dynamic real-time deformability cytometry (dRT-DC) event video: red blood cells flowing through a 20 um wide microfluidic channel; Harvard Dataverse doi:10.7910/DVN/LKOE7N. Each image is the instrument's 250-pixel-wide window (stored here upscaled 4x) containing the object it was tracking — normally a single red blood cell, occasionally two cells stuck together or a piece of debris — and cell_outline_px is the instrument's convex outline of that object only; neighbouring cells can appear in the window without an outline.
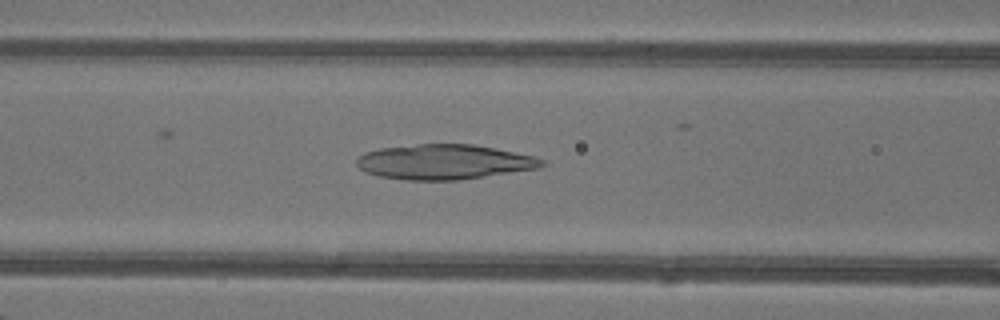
{"species": "common noctule bat (a hibernating species)", "species_latin": "Nyctalus noctula", "temperature_condition": "warm", "stored_images_in_passage": 42, "camera_frame_rate_fps": 3000, "um_per_image_px": 0.085, "animal": {"sex": "female"}, "frame": {"image": 1, "passage_image": 14, "time_ms": 4.333, "image_size_px": [1000, 320], "cell_outline_px": [[544, 164], [540, 168], [460, 180], [408, 180], [380, 176], [368, 172], [360, 168], [356, 164], [356, 160], [364, 152], [380, 148], [416, 144], [472, 144], [496, 148], [536, 156], [544, 160]], "centroid_in_image_um": [37.79, 13.76], "position_along_channel_um": 128.8, "area_um2": 37.74}}
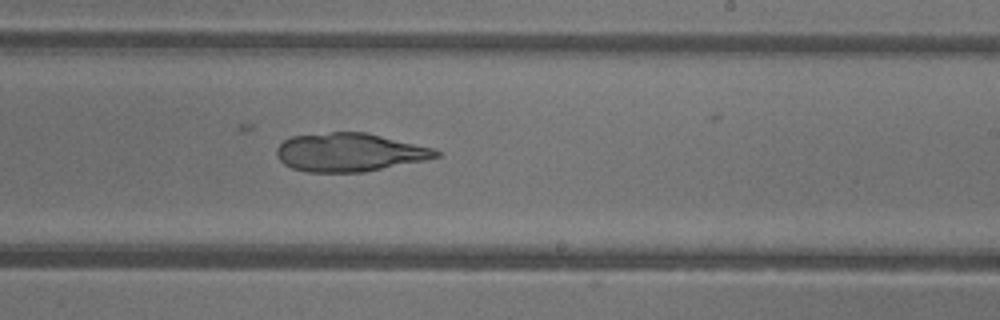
{"frame": {"image": 2, "passage_image": 23, "time_ms": 7.333, "image_size_px": [1000, 320], "cell_outline_px": [[440, 156], [428, 160], [364, 172], [308, 172], [292, 168], [284, 164], [276, 156], [276, 148], [284, 140], [292, 136], [332, 132], [368, 132], [436, 148], [440, 152]], "centroid_in_image_um": [29.76, 12.94], "position_along_channel_um": 259.2, "area_um2": 36.07}}
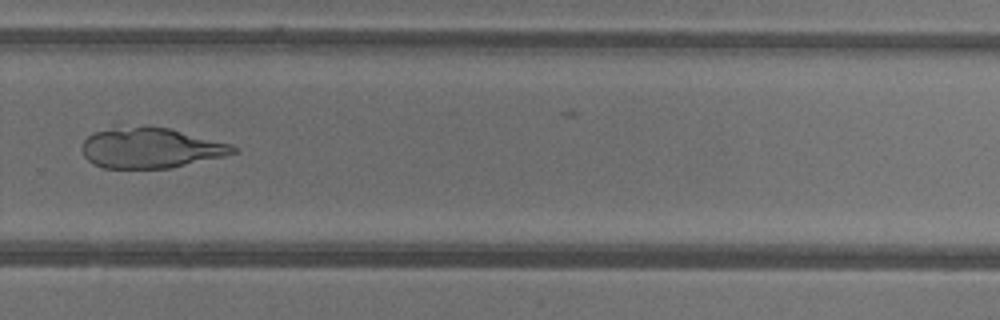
{"frame": {"image": 3, "passage_image": 27, "time_ms": 8.667, "image_size_px": [1000, 320], "cell_outline_px": [[240, 152], [224, 156], [172, 168], [104, 168], [92, 164], [84, 156], [84, 140], [88, 136], [112, 124], [148, 124], [168, 128], [232, 144], [240, 148]], "centroid_in_image_um": [12.81, 12.53], "position_along_channel_um": 317.0, "area_um2": 36.53}}